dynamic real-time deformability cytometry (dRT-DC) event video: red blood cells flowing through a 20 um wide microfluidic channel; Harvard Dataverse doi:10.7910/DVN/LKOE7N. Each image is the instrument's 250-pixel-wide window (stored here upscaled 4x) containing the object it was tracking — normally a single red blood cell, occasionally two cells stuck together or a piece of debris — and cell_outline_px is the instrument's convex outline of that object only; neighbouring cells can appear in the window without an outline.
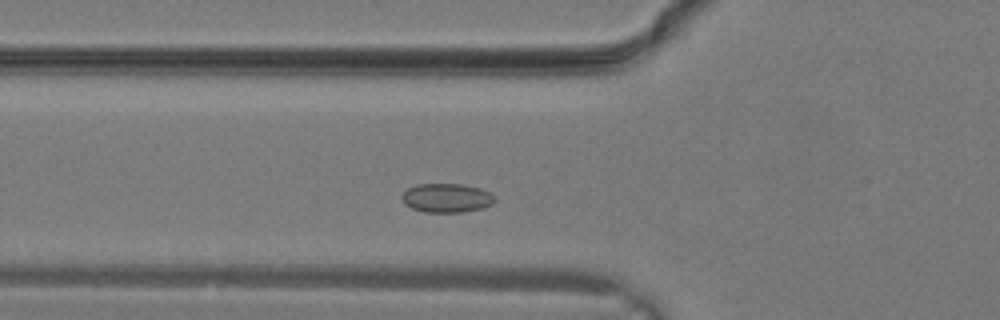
{"species": "common noctule bat (a hibernating species)", "species_latin": "Nyctalus noctula", "temperature_condition": "warm", "stored_images_in_passage": 23, "camera_frame_rate_fps": 3000, "um_per_image_px": 0.085, "animal": {"sex": "male", "body_mass_g": 19.2, "forearm_length_mm": 51.8}, "frame": {"image": 1, "passage_image": 4, "time_ms": 1.0, "image_size_px": [1000, 320], "cell_outline_px": [[496, 200], [492, 204], [480, 208], [460, 212], [424, 212], [412, 208], [404, 204], [400, 196], [408, 188], [416, 184], [460, 184], [480, 188], [496, 196]], "centroid_in_image_um": [37.94, 16.82], "position_along_channel_um": 87.9, "area_um2": 15.66}}
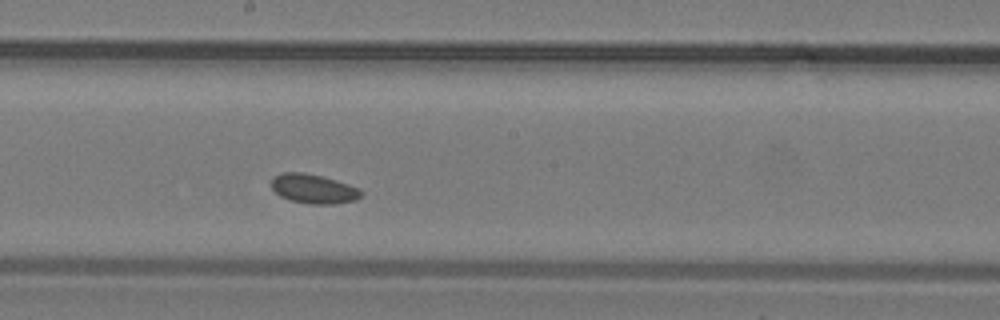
{"frame": {"image": 2, "passage_image": 10, "time_ms": 3.0, "image_size_px": [1000, 320], "cell_outline_px": [[364, 192], [356, 200], [332, 204], [312, 204], [292, 200], [280, 196], [272, 188], [272, 180], [276, 176], [284, 172], [300, 172], [320, 176], [336, 180], [360, 188]], "centroid_in_image_um": [26.69, 16.05], "position_along_channel_um": 221.5, "area_um2": 15.09}}
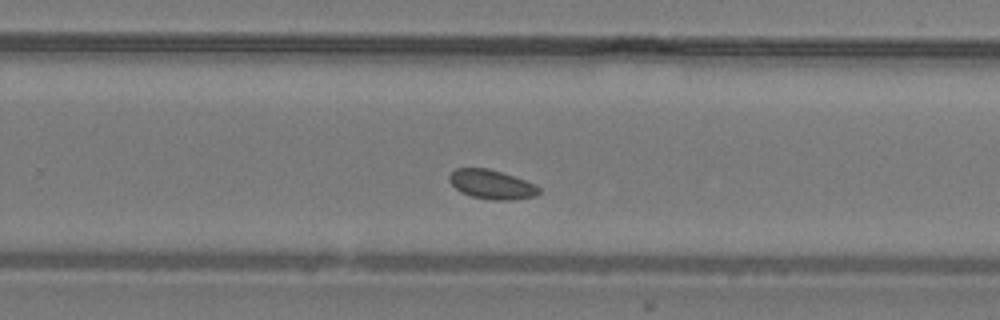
{"frame": {"image": 3, "passage_image": 13, "time_ms": 4.0, "image_size_px": [1000, 320], "cell_outline_px": [[540, 192], [536, 196], [512, 200], [492, 200], [472, 196], [460, 192], [448, 180], [448, 176], [456, 168], [488, 168], [536, 184], [540, 188]], "centroid_in_image_um": [41.79, 15.68], "position_along_channel_um": 288.0, "area_um2": 15.2}}